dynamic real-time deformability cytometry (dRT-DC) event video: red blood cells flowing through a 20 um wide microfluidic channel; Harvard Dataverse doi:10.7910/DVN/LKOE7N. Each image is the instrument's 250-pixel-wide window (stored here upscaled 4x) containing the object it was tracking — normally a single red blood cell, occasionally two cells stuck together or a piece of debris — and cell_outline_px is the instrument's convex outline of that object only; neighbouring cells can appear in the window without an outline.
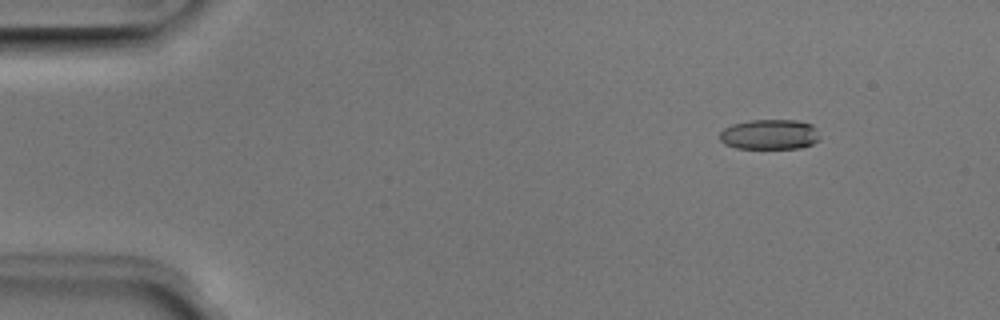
{"species": "Egyptian fruit bat (a non-hibernating species)", "species_latin": "Rousettus aegyptiacus", "temperature_condition": "room temperature", "stored_images_in_passage": 52, "camera_frame_rate_fps": 3000, "um_per_image_px": 0.085, "animal": {"sex": "male"}, "frame": {"image": 1, "passage_image": 7, "time_ms": 2.0, "image_size_px": [1000, 320], "cell_outline_px": [[820, 140], [812, 144], [800, 148], [736, 148], [724, 144], [720, 140], [720, 132], [724, 128], [732, 124], [752, 120], [796, 120], [812, 124], [816, 128], [820, 136]], "centroid_in_image_um": [65.44, 11.43], "position_along_channel_um": 19.6, "area_um2": 17.69}}
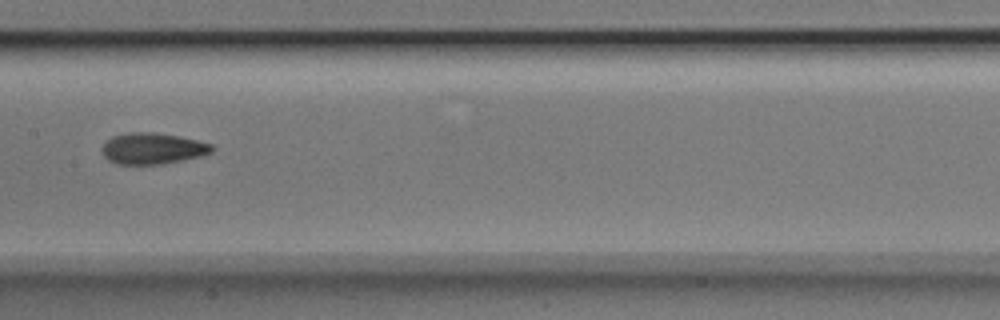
{"frame": {"image": 2, "passage_image": 27, "time_ms": 8.667, "image_size_px": [1000, 320], "cell_outline_px": [[216, 148], [212, 152], [200, 156], [184, 160], [164, 164], [116, 164], [108, 160], [104, 156], [100, 148], [112, 136], [128, 132], [152, 132], [180, 136], [212, 144]], "centroid_in_image_um": [12.98, 12.62], "position_along_channel_um": 194.4, "area_um2": 20.17}}
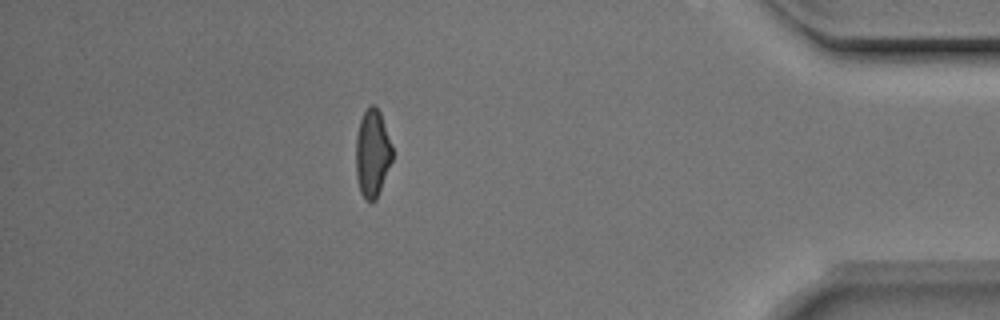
{"frame": {"image": 3, "passage_image": 46, "time_ms": 15.0, "image_size_px": [1000, 320], "cell_outline_px": [[392, 160], [376, 200], [368, 200], [360, 192], [356, 176], [356, 136], [360, 120], [364, 112], [372, 104], [380, 112], [392, 148]], "centroid_in_image_um": [31.64, 13.04], "position_along_channel_um": 403.6, "area_um2": 18.21}, "authors_computed_cell_mechanics": {"area_um2": 18.7561, "velocity_mm_per_s": 3.988, "shape_relaxation_time_tau1_ms": 4.2287, "shape_relaxation_time_tau2_ms": 2.4871, "deformation_change_tau1": 0.1463, "deformation_change_tau2": 0.1002}}